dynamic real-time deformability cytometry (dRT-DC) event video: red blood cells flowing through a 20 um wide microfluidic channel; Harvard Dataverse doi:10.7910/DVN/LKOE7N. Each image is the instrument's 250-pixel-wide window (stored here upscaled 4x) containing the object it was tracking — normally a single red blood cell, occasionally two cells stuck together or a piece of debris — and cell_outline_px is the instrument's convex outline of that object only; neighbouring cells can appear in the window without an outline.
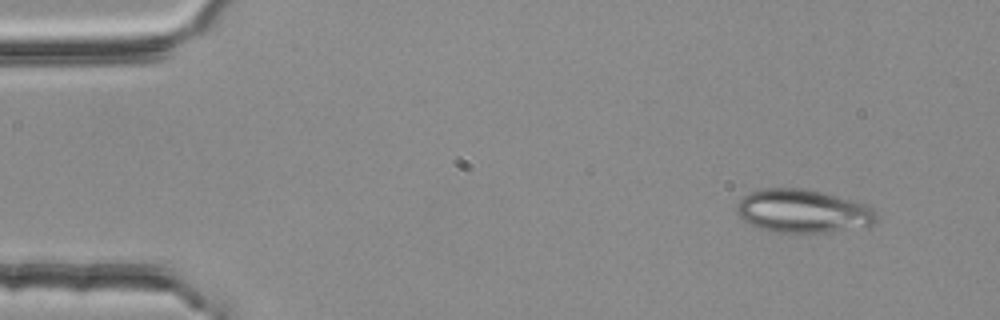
{"species": "common noctule bat (a hibernating species)", "species_latin": "Nyctalus noctula", "temperature_condition": "room temperature", "stored_images_in_passage": 50, "camera_frame_rate_fps": 3000, "um_per_image_px": 0.085, "animal": {"sex": "female", "body_mass_g": 25.1}, "frame": {"image": 1, "passage_image": 1, "time_ms": 0.0, "image_size_px": [1000, 320], "cell_outline_px": [[876, 220], [872, 224], [824, 232], [780, 232], [760, 228], [744, 220], [736, 212], [736, 204], [748, 192], [764, 188], [800, 188], [824, 192], [864, 204], [872, 208], [876, 212]], "centroid_in_image_um": [68.19, 17.92], "position_along_channel_um": 16.8, "area_um2": 34.68}}
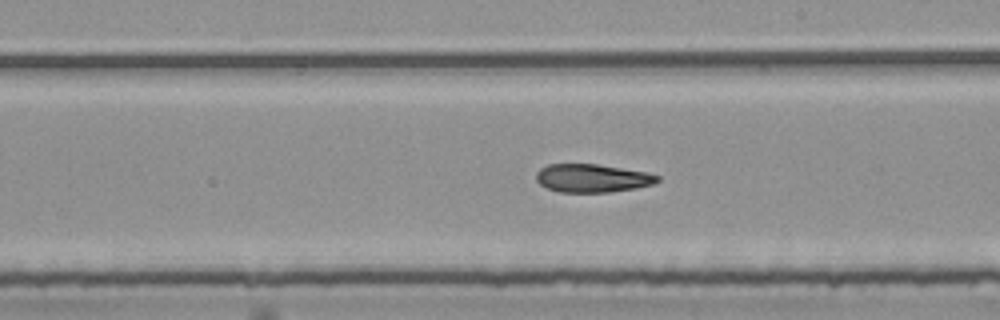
{"frame": {"image": 2, "passage_image": 27, "time_ms": 8.667, "image_size_px": [1000, 320], "cell_outline_px": [[660, 180], [652, 184], [636, 188], [612, 192], [560, 192], [548, 188], [540, 184], [536, 180], [536, 172], [540, 168], [548, 164], [596, 164], [644, 172], [660, 176]], "centroid_in_image_um": [50.31, 15.15], "position_along_channel_um": 238.7, "area_um2": 19.83}}
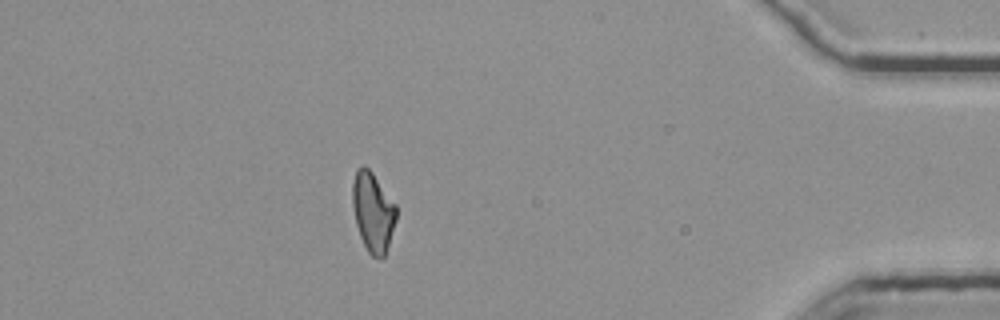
{"frame": {"image": 3, "passage_image": 44, "time_ms": 14.333, "image_size_px": [1000, 320], "cell_outline_px": [[396, 220], [384, 256], [380, 260], [372, 256], [368, 252], [360, 236], [356, 224], [352, 204], [352, 184], [356, 168], [364, 164], [372, 172], [396, 204]], "centroid_in_image_um": [31.68, 17.99], "position_along_channel_um": 403.5, "area_um2": 20.29}, "authors_computed_cell_mechanics": {"area_um2": 20.8369, "velocity_mm_per_s": 3.7693, "shape_relaxation_time_tau1_ms": null, "shape_relaxation_time_tau2_ms": 4.5614, "deformation_change_tau1": null, "deformation_change_tau2": 0.1347}}